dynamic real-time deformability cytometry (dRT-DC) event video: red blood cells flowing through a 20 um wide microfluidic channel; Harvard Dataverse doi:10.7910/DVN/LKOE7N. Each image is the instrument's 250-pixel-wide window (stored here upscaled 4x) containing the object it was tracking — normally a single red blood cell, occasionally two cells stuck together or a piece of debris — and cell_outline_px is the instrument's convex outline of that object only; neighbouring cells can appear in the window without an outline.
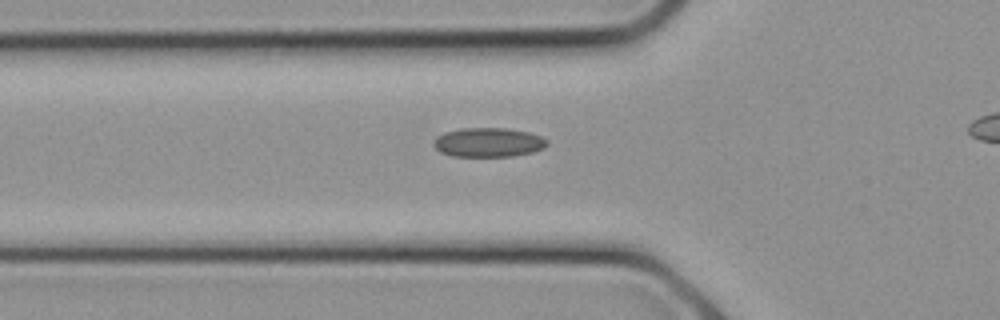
{"species": "common noctule bat (a hibernating species)", "species_latin": "Nyctalus noctula", "temperature_condition": "cold", "stored_images_in_passage": 4, "camera_frame_rate_fps": 3000, "um_per_image_px": 0.085, "animal": {"sex": "female", "body_mass_g": 21.9}, "frame": {"image": 1, "passage_image": 2, "time_ms": 0.333, "image_size_px": [1000, 320], "cell_outline_px": [[548, 144], [544, 148], [532, 152], [512, 156], [452, 156], [440, 152], [432, 144], [436, 136], [444, 132], [460, 128], [504, 128], [528, 132], [540, 136], [548, 140]], "centroid_in_image_um": [41.49, 12.1], "position_along_channel_um": 84.3, "area_um2": 19.36}}
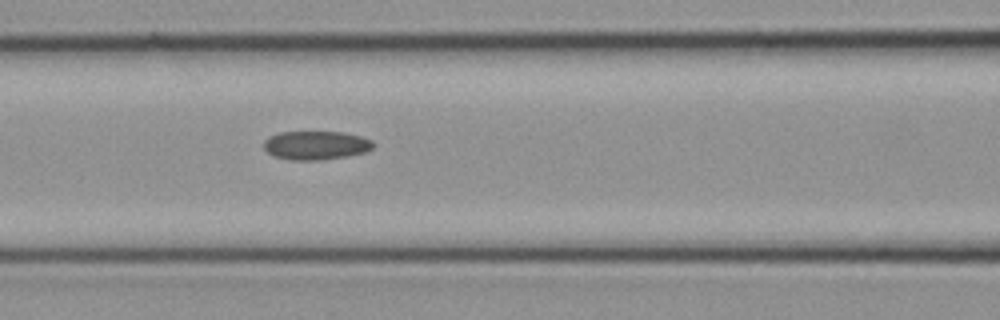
{"frame": {"image": 2, "passage_image": 4, "time_ms": 1.0, "image_size_px": [1000, 320], "cell_outline_px": [[376, 144], [372, 148], [364, 152], [348, 156], [320, 160], [292, 160], [276, 156], [268, 152], [264, 148], [264, 140], [268, 136], [280, 132], [344, 132], [360, 136], [372, 140]], "centroid_in_image_um": [26.87, 12.34], "position_along_channel_um": 139.7, "area_um2": 18.32}}